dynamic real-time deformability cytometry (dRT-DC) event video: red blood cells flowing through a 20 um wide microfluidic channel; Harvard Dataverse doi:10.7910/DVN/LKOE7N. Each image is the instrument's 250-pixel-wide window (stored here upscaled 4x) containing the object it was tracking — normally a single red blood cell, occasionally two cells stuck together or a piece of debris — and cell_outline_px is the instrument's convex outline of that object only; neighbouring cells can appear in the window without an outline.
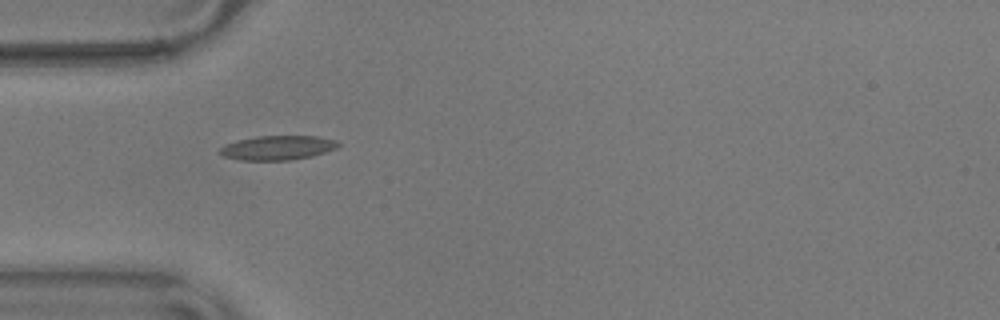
{"species": "common noctule bat (a hibernating species)", "species_latin": "Nyctalus noctula", "temperature_condition": "warm", "stored_images_in_passage": 40, "camera_frame_rate_fps": 3000, "um_per_image_px": 0.085, "animal": {"sex": "male", "body_mass_g": 17.9}, "frame": {"image": 1, "passage_image": 1, "time_ms": 0.0, "image_size_px": [1000, 320], "cell_outline_px": [[340, 144], [336, 148], [312, 156], [292, 160], [240, 160], [224, 156], [216, 152], [224, 144], [236, 140], [256, 136], [316, 136], [336, 140]], "centroid_in_image_um": [23.55, 12.56], "position_along_channel_um": 61.5, "area_um2": 16.88}}
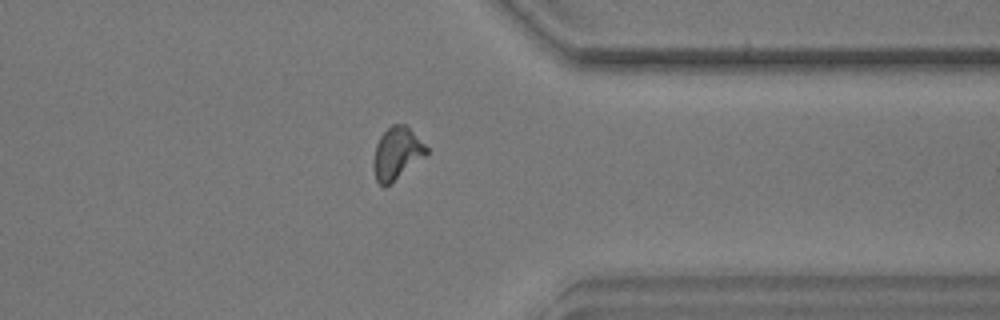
{"frame": {"image": 2, "passage_image": 28, "time_ms": 9.0, "image_size_px": [1000, 320], "cell_outline_px": [[428, 152], [424, 156], [392, 184], [384, 188], [376, 180], [372, 168], [372, 164], [376, 144], [380, 136], [392, 124], [404, 124], [428, 148]], "centroid_in_image_um": [33.68, 13.08], "position_along_channel_um": 377.7, "area_um2": 16.07}}
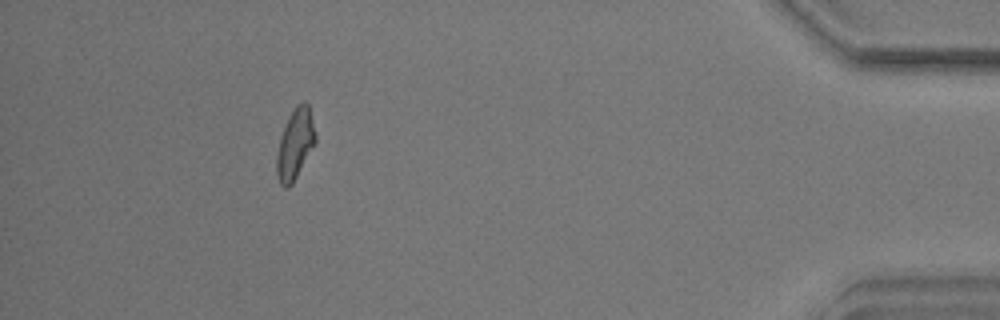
{"frame": {"image": 3, "passage_image": 35, "time_ms": 11.333, "image_size_px": [1000, 320], "cell_outline_px": [[316, 140], [292, 184], [288, 188], [284, 188], [280, 184], [276, 176], [276, 156], [280, 136], [288, 116], [296, 104], [304, 100], [308, 104], [316, 132]], "centroid_in_image_um": [25.06, 12.23], "position_along_channel_um": 410.1, "area_um2": 15.95}, "authors_computed_cell_mechanics": {"area_um2": 15.5482, "velocity_mm_per_s": 3.6003, "shape_relaxation_time_tau1_ms": null, "shape_relaxation_time_tau2_ms": 1.8072, "deformation_change_tau1": null, "deformation_change_tau2": 0.102}}